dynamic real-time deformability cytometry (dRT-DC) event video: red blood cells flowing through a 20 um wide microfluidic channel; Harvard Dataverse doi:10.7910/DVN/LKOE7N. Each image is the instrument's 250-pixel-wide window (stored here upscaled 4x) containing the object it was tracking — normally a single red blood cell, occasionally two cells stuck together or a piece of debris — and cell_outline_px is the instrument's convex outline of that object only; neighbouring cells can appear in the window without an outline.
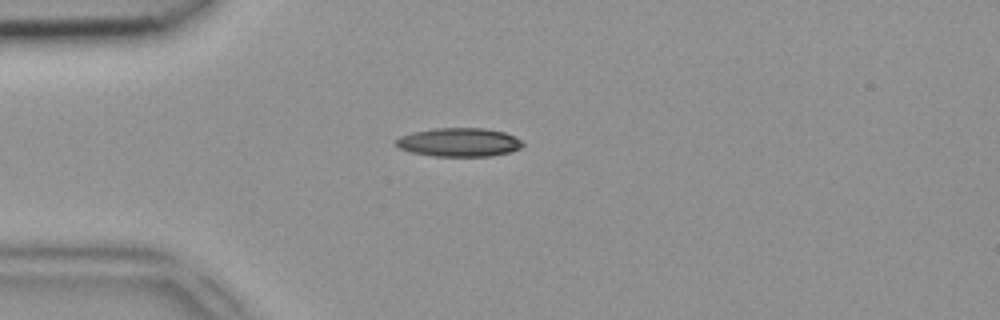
{"species": "common noctule bat (a hibernating species)", "species_latin": "Nyctalus noctula", "temperature_condition": "room temperature", "stored_images_in_passage": 46, "camera_frame_rate_fps": 3000, "um_per_image_px": 0.085, "animal": {"sex": "female", "body_mass_g": 18.4}, "frame": {"image": 1, "passage_image": 11, "time_ms": 3.333, "image_size_px": [1000, 320], "cell_outline_px": [[524, 144], [520, 148], [512, 152], [492, 156], [432, 156], [412, 152], [400, 148], [396, 144], [396, 140], [400, 136], [412, 132], [432, 128], [484, 128], [504, 132], [524, 140]], "centroid_in_image_um": [39.06, 12.09], "position_along_channel_um": 45.9, "area_um2": 21.33}}
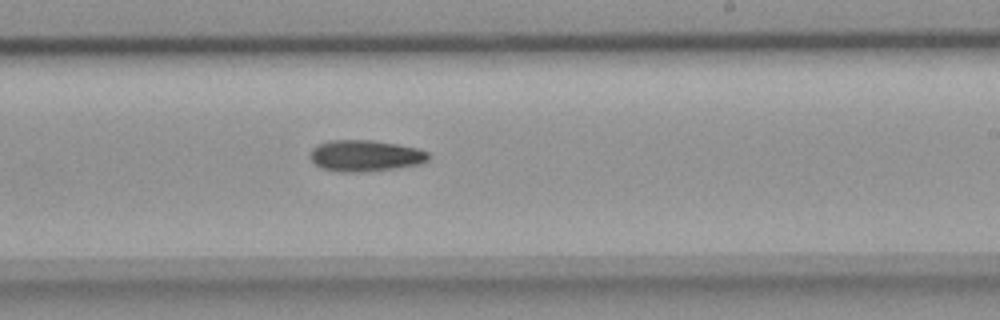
{"frame": {"image": 2, "passage_image": 27, "time_ms": 8.667, "image_size_px": [1000, 320], "cell_outline_px": [[428, 160], [420, 164], [396, 168], [364, 172], [336, 172], [320, 168], [308, 156], [308, 152], [316, 144], [332, 140], [372, 140], [396, 144], [416, 148], [428, 152]], "centroid_in_image_um": [30.98, 13.24], "position_along_channel_um": 258.0, "area_um2": 21.79}}
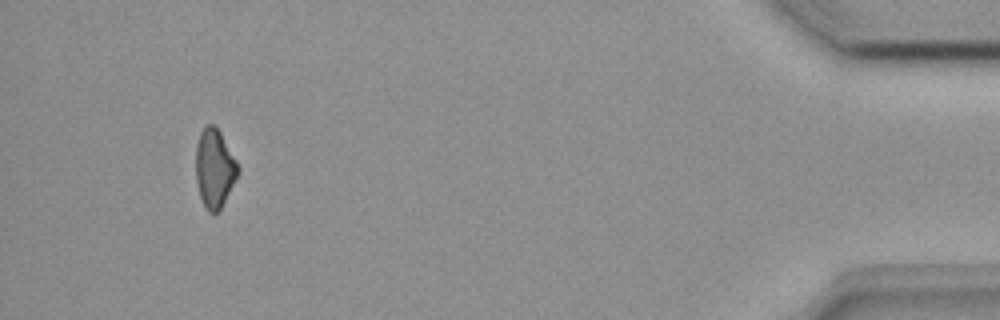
{"frame": {"image": 3, "passage_image": 43, "time_ms": 14.0, "image_size_px": [1000, 320], "cell_outline_px": [[240, 172], [220, 208], [216, 212], [208, 212], [200, 196], [196, 180], [196, 144], [200, 132], [208, 124], [212, 124], [220, 132], [236, 160], [240, 168]], "centroid_in_image_um": [18.23, 14.29], "position_along_channel_um": 417.0, "area_um2": 19.02}}